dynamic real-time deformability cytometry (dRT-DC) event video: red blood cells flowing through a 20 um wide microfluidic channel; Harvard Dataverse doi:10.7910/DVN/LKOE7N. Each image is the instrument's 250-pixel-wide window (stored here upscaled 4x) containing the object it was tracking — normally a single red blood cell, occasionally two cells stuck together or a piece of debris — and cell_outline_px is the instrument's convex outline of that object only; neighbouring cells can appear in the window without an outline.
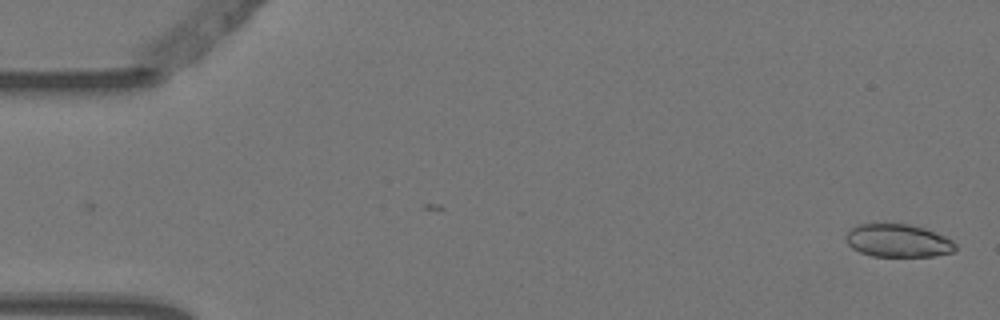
{"species": "Egyptian fruit bat (a non-hibernating species)", "species_latin": "Rousettus aegyptiacus", "temperature_condition": "warm", "stored_images_in_passage": 2, "camera_frame_rate_fps": 3000, "um_per_image_px": 0.085, "animal": {"sex": "female"}, "frame": {"image": 1, "passage_image": 2, "time_ms": 0.333, "image_size_px": [1000, 320], "cell_outline_px": [[956, 248], [952, 252], [932, 256], [872, 256], [860, 252], [852, 248], [844, 240], [844, 236], [852, 228], [860, 224], [908, 224], [924, 228], [944, 236], [952, 240], [956, 244]], "centroid_in_image_um": [76.31, 20.46], "position_along_channel_um": 8.7, "area_um2": 20.92}}